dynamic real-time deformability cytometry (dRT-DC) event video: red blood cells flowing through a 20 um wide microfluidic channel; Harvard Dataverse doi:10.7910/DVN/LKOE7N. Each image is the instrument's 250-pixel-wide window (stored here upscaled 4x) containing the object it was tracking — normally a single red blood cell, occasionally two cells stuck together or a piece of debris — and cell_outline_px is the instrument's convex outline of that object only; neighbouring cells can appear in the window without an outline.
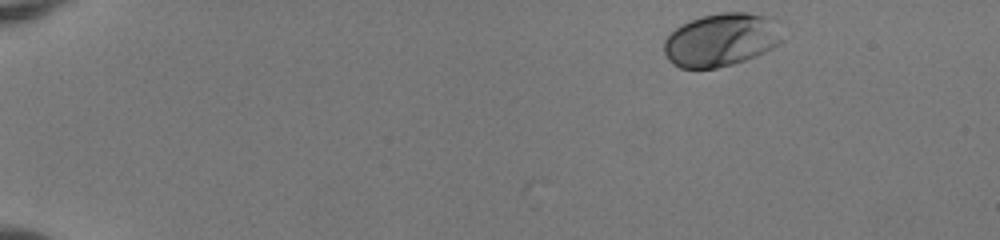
{"species": "human", "species_latin": "Homo sapiens", "temperature_condition": "room temperature", "stored_images_in_passage": 42, "camera_frame_rate_fps": 3000, "um_per_image_px": 0.085, "donor": {"sex": "female"}, "frame": {"image": 1, "passage_image": 1, "time_ms": 0.0, "image_size_px": [1000, 240], "cell_outline_px": [[784, 40], [780, 44], [756, 56], [732, 64], [716, 68], [680, 68], [672, 64], [668, 60], [664, 52], [664, 40], [676, 28], [692, 20], [704, 16], [720, 12], [748, 12], [772, 16], [780, 20]], "centroid_in_image_um": [61.39, 3.37], "position_along_channel_um": 23.6, "area_um2": 37.17}}
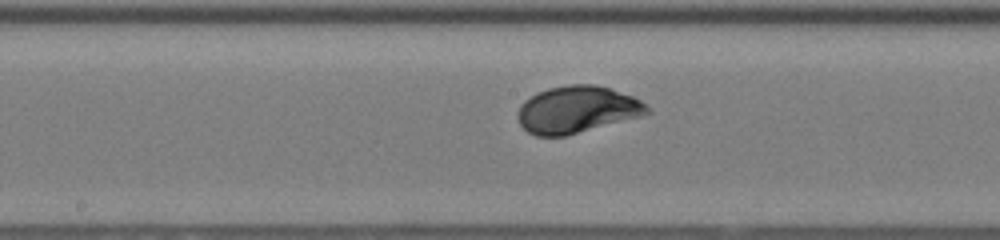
{"frame": {"image": 2, "passage_image": 24, "time_ms": 7.667, "image_size_px": [1000, 240], "cell_outline_px": [[652, 112], [640, 116], [564, 136], [536, 136], [528, 132], [520, 124], [516, 116], [520, 104], [524, 100], [536, 92], [548, 88], [568, 84], [596, 84], [632, 96], [640, 100]], "centroid_in_image_um": [48.99, 9.3], "position_along_channel_um": 199.2, "area_um2": 35.26}}
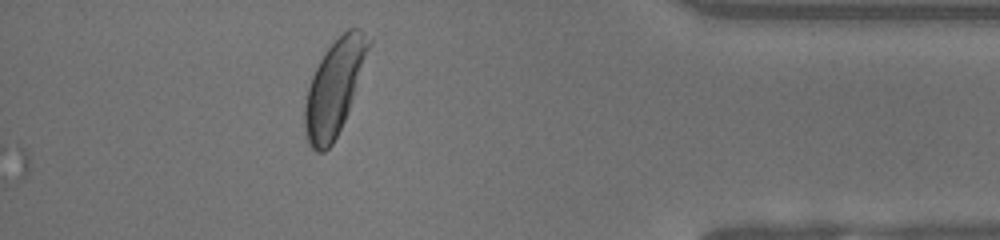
{"frame": {"image": 3, "passage_image": 42, "time_ms": 13.667, "image_size_px": [1000, 240], "cell_outline_px": [[372, 44], [348, 112], [332, 144], [324, 152], [316, 152], [308, 144], [304, 132], [304, 104], [308, 88], [312, 76], [324, 52], [348, 28], [360, 28], [372, 36]], "centroid_in_image_um": [28.44, 7.43], "position_along_channel_um": 406.8, "area_um2": 35.37}, "authors_computed_cell_mechanics": {"area_um2": 34.4488, "velocity_mm_per_s": 3.9456, "shape_relaxation_time_tau1_ms": 1.9319, "shape_relaxation_time_tau2_ms": null, "deformation_change_tau1": 0.1149, "deformation_change_tau2": null}}